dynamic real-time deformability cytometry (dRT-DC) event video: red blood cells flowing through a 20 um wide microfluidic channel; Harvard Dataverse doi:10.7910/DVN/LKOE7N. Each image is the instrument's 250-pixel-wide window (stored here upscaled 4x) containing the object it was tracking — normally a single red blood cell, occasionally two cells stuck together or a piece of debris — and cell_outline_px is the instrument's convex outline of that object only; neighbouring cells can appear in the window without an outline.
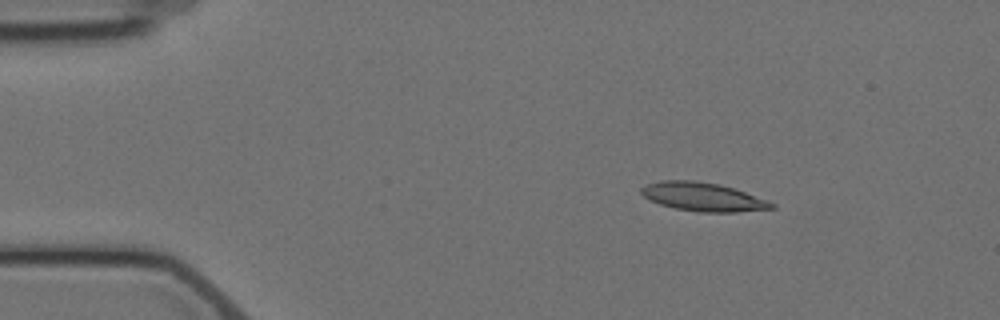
{"species": "Egyptian fruit bat (a non-hibernating species)", "species_latin": "Rousettus aegyptiacus", "temperature_condition": "cold", "stored_images_in_passage": 6, "camera_frame_rate_fps": 3000, "um_per_image_px": 0.085, "animal": {"sex": "female"}, "frame": {"image": 1, "passage_image": 3, "time_ms": 2.333, "image_size_px": [1000, 320], "cell_outline_px": [[776, 208], [736, 212], [700, 212], [676, 208], [660, 204], [644, 196], [640, 192], [640, 188], [648, 184], [660, 180], [696, 180], [716, 184], [732, 188], [768, 200], [776, 204]], "centroid_in_image_um": [59.76, 16.73], "position_along_channel_um": 25.2, "area_um2": 21.5}}
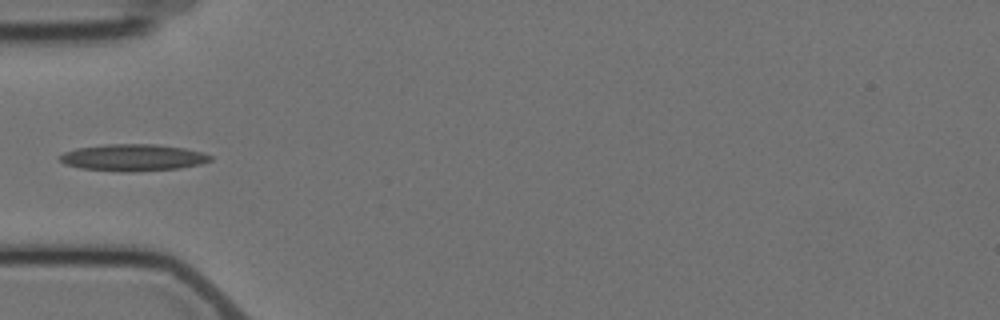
{"frame": {"image": 2, "passage_image": 6, "time_ms": 5.667, "image_size_px": [1000, 320], "cell_outline_px": [[212, 160], [200, 164], [180, 168], [132, 172], [120, 172], [80, 168], [64, 164], [56, 156], [64, 152], [76, 148], [104, 144], [156, 144], [184, 148], [204, 152], [212, 156]], "centroid_in_image_um": [11.28, 13.39], "position_along_channel_um": 73.7, "area_um2": 23.81}}